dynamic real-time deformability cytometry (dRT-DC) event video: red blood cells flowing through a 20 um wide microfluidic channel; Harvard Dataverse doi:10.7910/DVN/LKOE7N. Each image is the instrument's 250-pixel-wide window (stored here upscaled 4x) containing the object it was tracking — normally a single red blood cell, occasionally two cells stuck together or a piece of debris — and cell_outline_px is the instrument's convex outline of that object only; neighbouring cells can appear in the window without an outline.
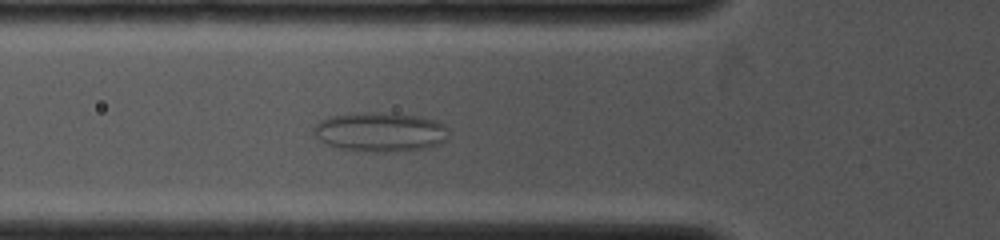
{"species": "common noctule bat (a hibernating species)", "species_latin": "Nyctalus noctula", "temperature_condition": "cold", "stored_images_in_passage": 17, "camera_frame_rate_fps": 4000, "um_per_image_px": 0.085, "animal": {"sex": "female", "body_mass_g": 19.0, "forearm_length_mm": 53.3}, "frame": {"image": 1, "passage_image": 8, "time_ms": 4.5, "image_size_px": [1000, 240], "cell_outline_px": [[448, 140], [440, 144], [428, 148], [384, 152], [376, 152], [340, 148], [328, 144], [320, 140], [312, 132], [312, 128], [320, 120], [328, 116], [356, 112], [380, 112], [420, 116], [436, 120], [444, 124], [448, 128]], "centroid_in_image_um": [32.34, 11.2], "position_along_channel_um": 93.5, "area_um2": 31.33}}
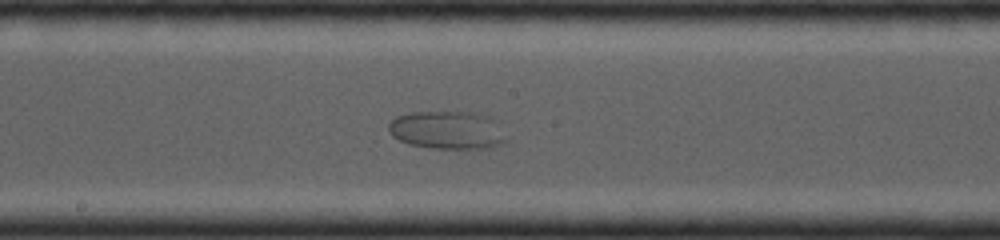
{"frame": {"image": 2, "passage_image": 14, "time_ms": 7.25, "image_size_px": [1000, 240], "cell_outline_px": [[508, 140], [504, 144], [484, 148], [432, 148], [408, 144], [392, 136], [388, 128], [388, 124], [396, 116], [412, 112], [472, 112], [488, 116], [492, 120]], "centroid_in_image_um": [37.98, 11.06], "position_along_channel_um": 210.2, "area_um2": 25.84}}
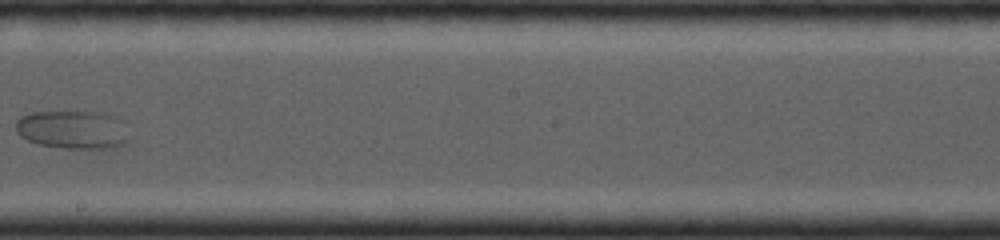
{"frame": {"image": 3, "passage_image": 16, "time_ms": 8.0, "image_size_px": [1000, 240], "cell_outline_px": [[128, 140], [124, 144], [112, 148], [64, 148], [40, 144], [28, 140], [20, 136], [16, 132], [16, 120], [20, 116], [32, 112], [100, 112], [108, 116]], "centroid_in_image_um": [5.99, 11.04], "position_along_channel_um": 242.2, "area_um2": 24.16}}